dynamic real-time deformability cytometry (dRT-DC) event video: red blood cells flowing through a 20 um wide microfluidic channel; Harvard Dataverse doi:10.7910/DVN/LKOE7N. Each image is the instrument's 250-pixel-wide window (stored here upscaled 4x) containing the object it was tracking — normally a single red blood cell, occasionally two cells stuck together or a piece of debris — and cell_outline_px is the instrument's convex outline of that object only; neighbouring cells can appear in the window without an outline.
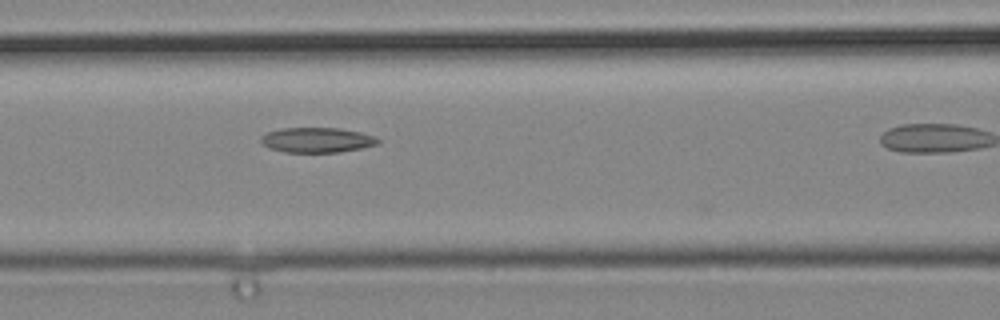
{"species": "common noctule bat (a hibernating species)", "species_latin": "Nyctalus noctula", "temperature_condition": "cold", "stored_images_in_passage": 16, "camera_frame_rate_fps": 3000, "um_per_image_px": 0.085, "animal": {"sex": "male", "body_mass_g": 19.2, "forearm_length_mm": 51.8}, "frame": {"image": 1, "passage_image": 6, "time_ms": 1.667, "image_size_px": [1000, 320], "cell_outline_px": [[380, 144], [364, 148], [340, 152], [284, 152], [268, 148], [260, 140], [260, 136], [268, 132], [280, 128], [340, 128], [360, 132], [372, 136], [380, 140]], "centroid_in_image_um": [26.95, 11.9], "position_along_channel_um": 139.7, "area_um2": 17.17}}
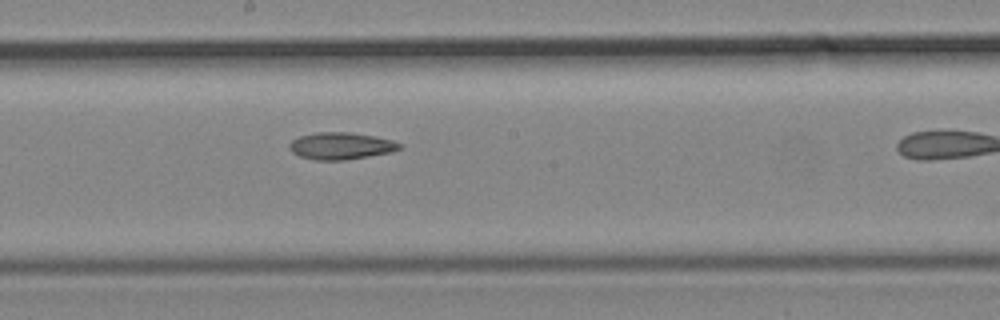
{"frame": {"image": 2, "passage_image": 11, "time_ms": 3.333, "image_size_px": [1000, 320], "cell_outline_px": [[404, 148], [392, 152], [344, 160], [316, 160], [300, 156], [292, 152], [288, 148], [288, 144], [292, 140], [300, 136], [316, 132], [352, 132], [392, 140], [400, 144]], "centroid_in_image_um": [28.97, 12.4], "position_along_channel_um": 219.2, "area_um2": 17.34}}
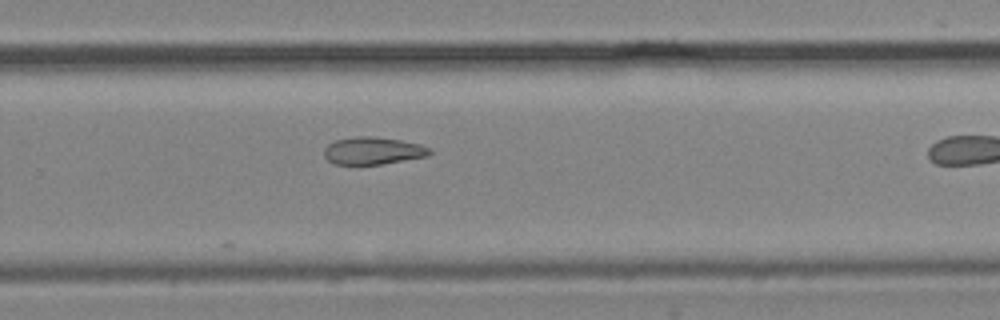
{"frame": {"image": 3, "passage_image": 16, "time_ms": 5.0, "image_size_px": [1000, 320], "cell_outline_px": [[432, 152], [428, 156], [384, 164], [356, 168], [332, 164], [324, 156], [324, 148], [328, 144], [336, 140], [356, 136], [372, 136], [400, 140], [420, 144], [432, 148]], "centroid_in_image_um": [31.66, 12.87], "position_along_channel_um": 298.1, "area_um2": 17.74}}